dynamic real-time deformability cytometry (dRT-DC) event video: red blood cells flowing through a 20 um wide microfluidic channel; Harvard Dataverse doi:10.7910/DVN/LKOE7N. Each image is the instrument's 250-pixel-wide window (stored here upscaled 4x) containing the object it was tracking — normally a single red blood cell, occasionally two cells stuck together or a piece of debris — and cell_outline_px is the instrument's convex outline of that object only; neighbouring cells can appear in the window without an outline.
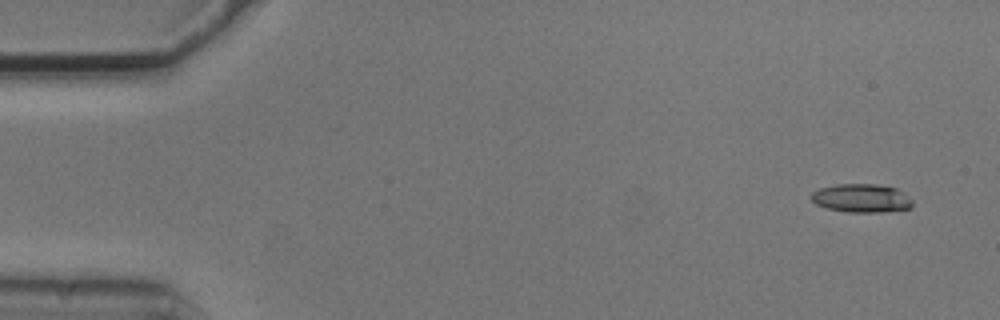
{"species": "common noctule bat (a hibernating species)", "species_latin": "Nyctalus noctula", "temperature_condition": "cold", "stored_images_in_passage": 7, "camera_frame_rate_fps": 3000, "um_per_image_px": 0.085, "animal": {"sex": "male", "body_mass_g": 20.5, "forearm_length_mm": 52.5}, "frame": {"image": 1, "passage_image": 2, "time_ms": 0.333, "image_size_px": [1000, 320], "cell_outline_px": [[912, 208], [884, 212], [848, 212], [828, 208], [816, 204], [812, 200], [812, 192], [820, 188], [836, 184], [876, 184], [896, 188], [912, 200]], "centroid_in_image_um": [73.23, 16.85], "position_along_channel_um": 11.8, "area_um2": 16.7}}
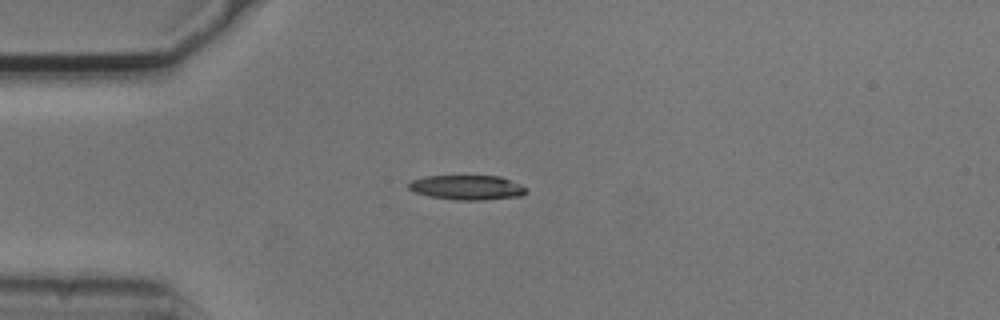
{"frame": {"image": 2, "passage_image": 5, "time_ms": 1.333, "image_size_px": [1000, 320], "cell_outline_px": [[528, 192], [524, 196], [484, 200], [460, 200], [428, 196], [416, 192], [408, 188], [408, 184], [412, 180], [424, 176], [500, 176], [520, 184]], "centroid_in_image_um": [39.73, 15.94], "position_along_channel_um": 45.3, "area_um2": 16.88}}
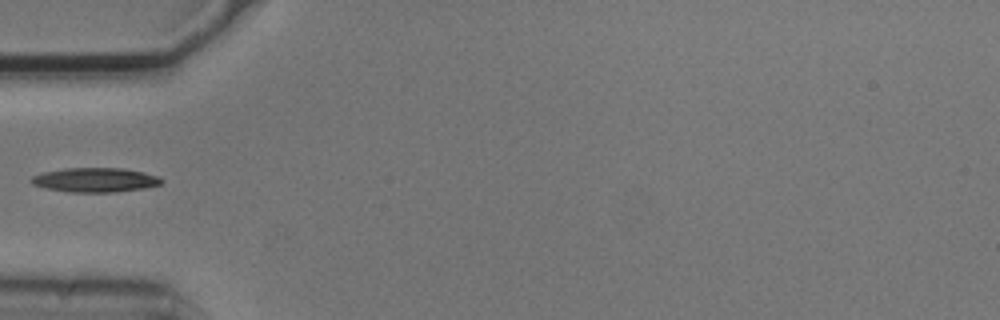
{"frame": {"image": 3, "passage_image": 6, "time_ms": 1.667, "image_size_px": [1000, 320], "cell_outline_px": [[164, 180], [160, 184], [144, 188], [112, 192], [72, 192], [48, 188], [32, 184], [28, 180], [32, 176], [44, 172], [64, 168], [124, 168], [144, 172], [160, 176]], "centroid_in_image_um": [8.11, 15.28], "position_along_channel_um": 76.9, "area_um2": 18.44}}